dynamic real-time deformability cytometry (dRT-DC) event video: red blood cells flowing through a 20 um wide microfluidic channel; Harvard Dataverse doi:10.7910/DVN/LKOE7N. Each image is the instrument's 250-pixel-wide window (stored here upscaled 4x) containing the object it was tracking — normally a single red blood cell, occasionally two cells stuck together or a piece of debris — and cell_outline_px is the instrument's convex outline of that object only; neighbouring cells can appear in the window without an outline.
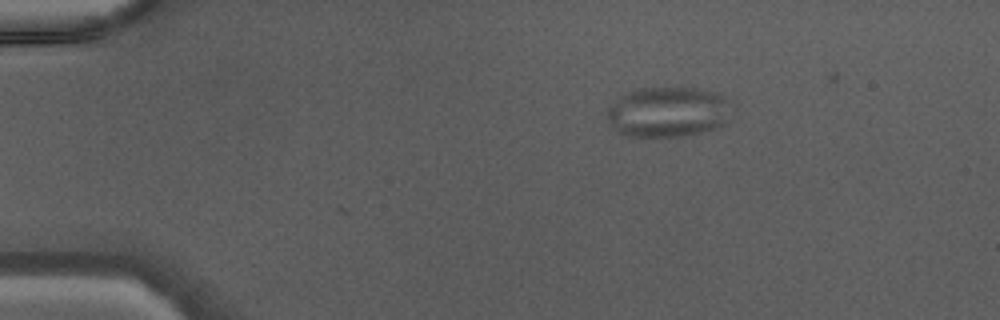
{"species": "Egyptian fruit bat (a non-hibernating species)", "species_latin": "Rousettus aegyptiacus", "temperature_condition": "warm", "stored_images_in_passage": 24, "camera_frame_rate_fps": 3000, "um_per_image_px": 0.085, "animal": {"sex": "male"}, "frame": {"image": 1, "passage_image": 1, "time_ms": 0.0, "image_size_px": [1000, 320], "cell_outline_px": [[724, 124], [720, 128], [684, 136], [624, 136], [616, 132], [612, 128], [608, 120], [608, 108], [620, 96], [636, 88], [680, 84], [720, 92], [724, 96]], "centroid_in_image_um": [56.7, 9.47], "position_along_channel_um": 28.3, "area_um2": 37.05}}